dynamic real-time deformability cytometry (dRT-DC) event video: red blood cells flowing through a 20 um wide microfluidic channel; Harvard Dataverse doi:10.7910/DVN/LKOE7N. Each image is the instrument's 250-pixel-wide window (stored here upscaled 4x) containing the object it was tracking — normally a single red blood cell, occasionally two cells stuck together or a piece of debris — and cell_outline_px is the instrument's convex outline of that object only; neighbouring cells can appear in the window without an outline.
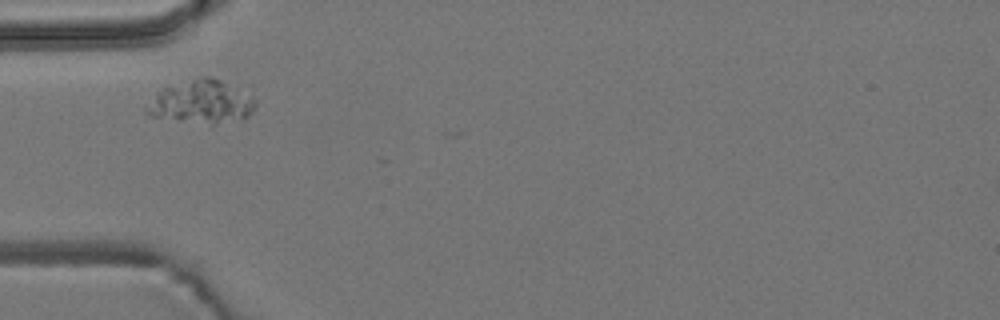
{"species": "common noctule bat (a hibernating species)", "species_latin": "Nyctalus noctula", "temperature_condition": "room temperature", "stored_images_in_passage": 4, "camera_frame_rate_fps": 3000, "um_per_image_px": 0.085, "animal": {"sex": "male", "body_mass_g": 19.2, "forearm_length_mm": 51.8}, "frame": {"image": 1, "passage_image": 1, "time_ms": 0.0, "image_size_px": [1000, 320], "cell_outline_px": [[256, 104], [252, 112], [248, 116], [216, 124], [212, 124], [152, 116], [144, 112], [144, 108], [156, 92], [164, 88], [204, 76], [212, 76], [220, 80], [256, 100]], "centroid_in_image_um": [17.08, 8.67], "position_along_channel_um": 67.9, "area_um2": 26.47}}
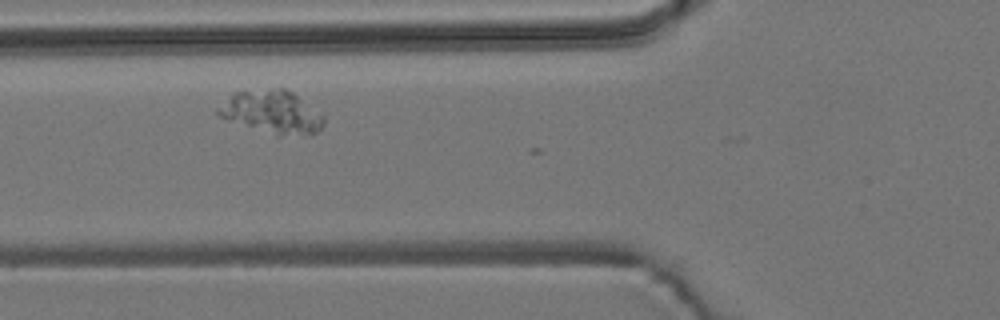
{"frame": {"image": 2, "passage_image": 2, "time_ms": 0.333, "image_size_px": [1000, 320], "cell_outline_px": [[324, 124], [316, 132], [280, 136], [276, 136], [216, 116], [212, 112], [232, 92], [272, 88], [284, 88], [292, 92], [324, 116]], "centroid_in_image_um": [23.02, 9.51], "position_along_channel_um": 102.8, "area_um2": 26.47}}
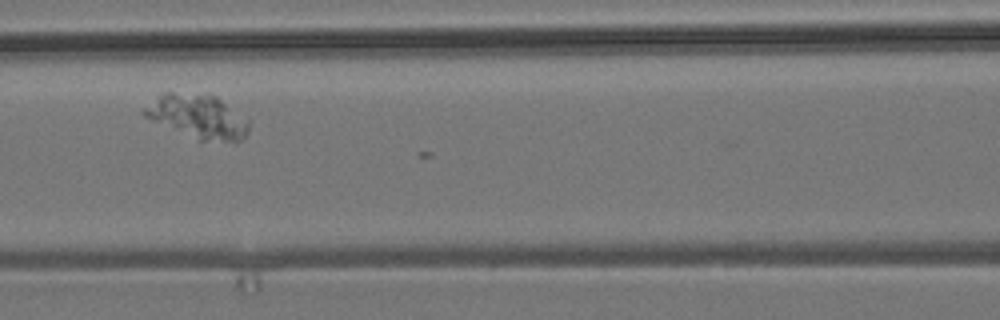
{"frame": {"image": 3, "passage_image": 3, "time_ms": 0.667, "image_size_px": [1000, 320], "cell_outline_px": [[248, 132], [244, 140], [200, 140], [152, 120], [144, 116], [140, 112], [144, 108], [164, 92], [208, 92], [216, 96], [248, 120]], "centroid_in_image_um": [16.82, 9.85], "position_along_channel_um": 149.8, "area_um2": 26.36}}